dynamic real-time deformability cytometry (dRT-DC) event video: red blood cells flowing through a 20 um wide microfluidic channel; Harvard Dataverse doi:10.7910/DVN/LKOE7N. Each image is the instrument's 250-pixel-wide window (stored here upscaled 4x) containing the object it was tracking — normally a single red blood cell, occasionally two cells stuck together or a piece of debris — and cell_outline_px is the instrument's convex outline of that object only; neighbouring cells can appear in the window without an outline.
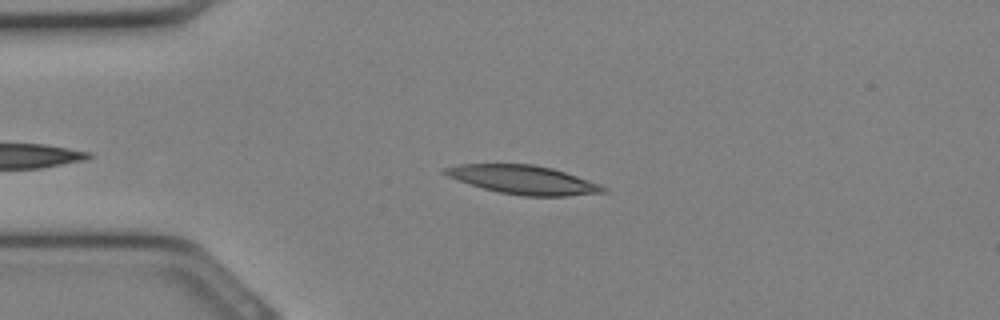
{"species": "Egyptian fruit bat (a non-hibernating species)", "species_latin": "Rousettus aegyptiacus", "temperature_condition": "cold", "stored_images_in_passage": 11, "camera_frame_rate_fps": 3000, "um_per_image_px": 0.085, "animal": {"sex": "female"}, "frame": {"image": 1, "passage_image": 7, "time_ms": 2.0, "image_size_px": [1000, 320], "cell_outline_px": [[608, 192], [564, 196], [524, 196], [500, 192], [484, 188], [456, 180], [440, 172], [440, 168], [456, 164], [532, 164], [552, 168], [600, 184], [608, 188]], "centroid_in_image_um": [44.44, 15.27], "position_along_channel_um": 40.6, "area_um2": 26.47}}
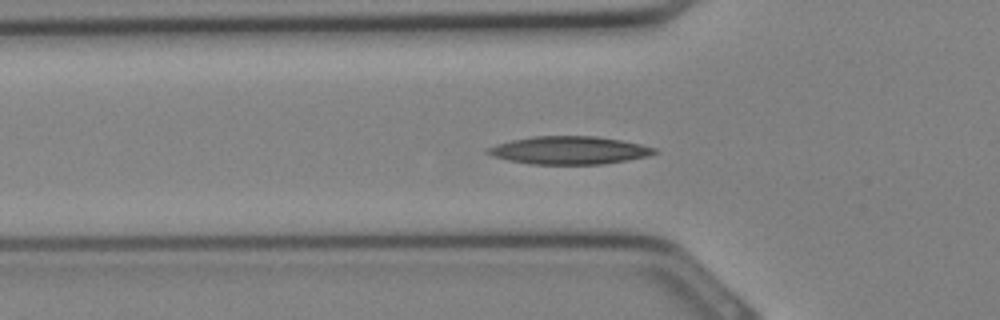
{"frame": {"image": 2, "passage_image": 10, "time_ms": 3.0, "image_size_px": [1000, 320], "cell_outline_px": [[660, 152], [648, 156], [604, 164], [532, 164], [508, 160], [492, 156], [484, 152], [488, 148], [496, 144], [512, 140], [532, 136], [596, 136], [620, 140], [640, 144], [656, 148]], "centroid_in_image_um": [48.39, 12.77], "position_along_channel_um": 77.4, "area_um2": 27.11}}